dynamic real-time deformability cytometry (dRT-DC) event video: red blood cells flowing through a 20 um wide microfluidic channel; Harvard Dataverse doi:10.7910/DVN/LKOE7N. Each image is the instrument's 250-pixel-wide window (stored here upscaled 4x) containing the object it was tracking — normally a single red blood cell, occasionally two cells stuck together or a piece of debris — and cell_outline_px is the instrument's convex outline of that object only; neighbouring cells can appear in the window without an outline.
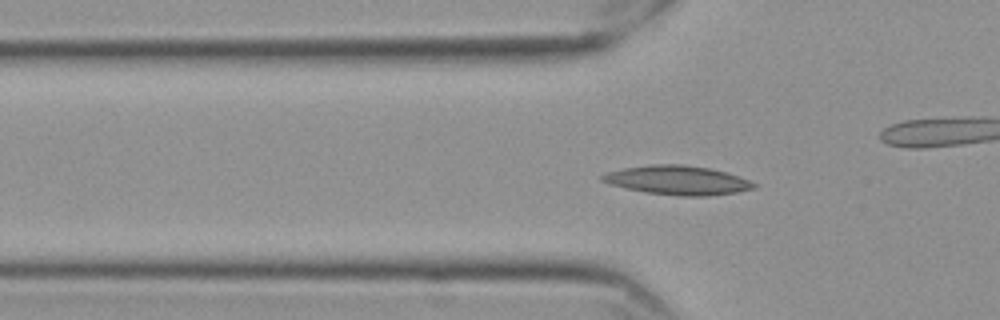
{"species": "Egyptian fruit bat (a non-hibernating species)", "species_latin": "Rousettus aegyptiacus", "temperature_condition": "cold", "stored_images_in_passage": 33, "camera_frame_rate_fps": 3000, "um_per_image_px": 0.085, "frame": {"image": 1, "passage_image": 3, "time_ms": 0.667, "image_size_px": [1000, 320], "cell_outline_px": [[760, 184], [756, 188], [736, 192], [708, 196], [676, 196], [644, 192], [612, 184], [600, 180], [600, 176], [604, 172], [624, 168], [652, 164], [680, 164], [708, 168], [724, 172]], "centroid_in_image_um": [57.58, 15.32], "position_along_channel_um": 68.2, "area_um2": 25.61}}
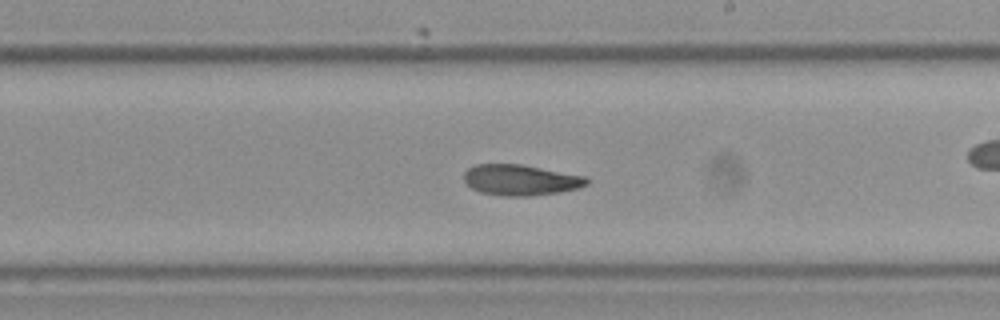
{"frame": {"image": 2, "passage_image": 18, "time_ms": 5.667, "image_size_px": [1000, 320], "cell_outline_px": [[588, 184], [580, 188], [560, 192], [528, 196], [504, 196], [480, 192], [472, 188], [464, 180], [464, 172], [468, 168], [476, 164], [520, 164], [588, 176]], "centroid_in_image_um": [44.28, 15.29], "position_along_channel_um": 244.7, "area_um2": 22.14}}
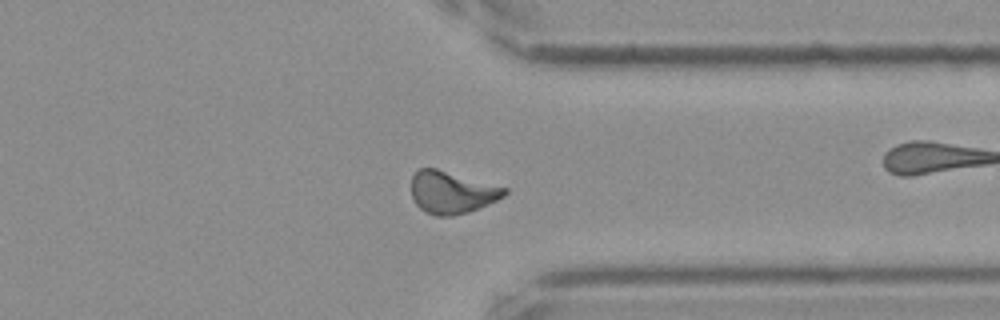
{"frame": {"image": 3, "passage_image": 29, "time_ms": 9.333, "image_size_px": [1000, 320], "cell_outline_px": [[508, 192], [504, 196], [496, 200], [468, 212], [452, 216], [436, 216], [420, 208], [416, 204], [412, 196], [412, 176], [420, 168], [436, 168], [508, 188]], "centroid_in_image_um": [38.4, 16.34], "position_along_channel_um": 373.0, "area_um2": 22.72}, "authors_computed_cell_mechanics": {"area_um2": 22.1374, "velocity_mm_per_s": 3.5365, "shape_relaxation_time_tau1_ms": null, "shape_relaxation_time_tau2_ms": 8.3329, "deformation_change_tau1": null, "deformation_change_tau2": 0.1536}}